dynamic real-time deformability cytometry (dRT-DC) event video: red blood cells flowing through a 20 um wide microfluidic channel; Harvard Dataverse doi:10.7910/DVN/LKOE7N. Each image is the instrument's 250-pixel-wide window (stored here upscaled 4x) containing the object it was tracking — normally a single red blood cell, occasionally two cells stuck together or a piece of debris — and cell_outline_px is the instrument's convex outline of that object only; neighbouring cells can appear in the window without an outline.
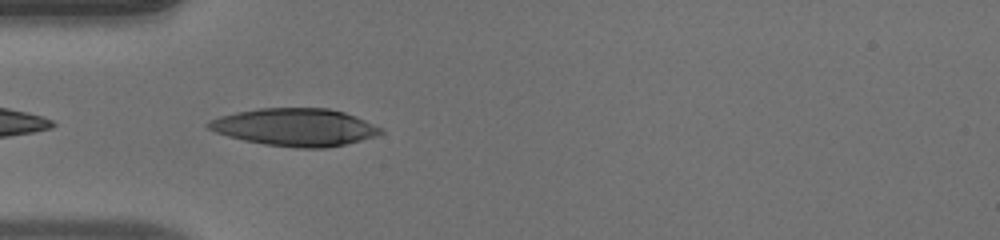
{"species": "human", "species_latin": "Homo sapiens", "temperature_condition": "warm", "stored_images_in_passage": 32, "camera_frame_rate_fps": 3000, "um_per_image_px": 0.085, "donor": {"sex": "male"}, "frame": {"image": 1, "passage_image": 1, "time_ms": 0.0, "image_size_px": [1000, 240], "cell_outline_px": [[384, 132], [376, 136], [328, 148], [296, 148], [264, 144], [244, 140], [228, 136], [216, 132], [208, 128], [204, 124], [208, 120], [220, 116], [236, 112], [256, 108], [328, 108], [344, 112], [356, 116], [380, 128]], "centroid_in_image_um": [25.04, 10.81], "position_along_channel_um": 60.0, "area_um2": 37.69}}
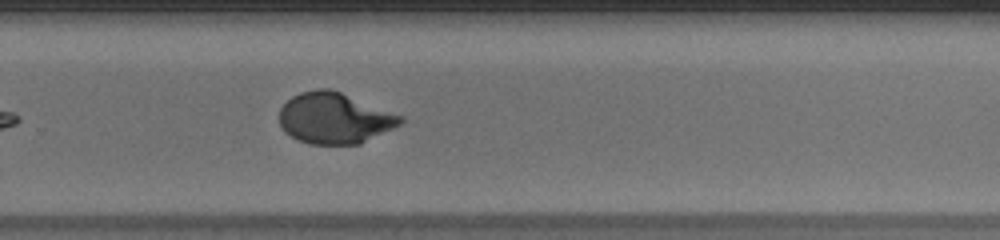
{"frame": {"image": 2, "passage_image": 19, "time_ms": 6.0, "image_size_px": [1000, 240], "cell_outline_px": [[404, 120], [400, 124], [360, 144], [312, 144], [300, 140], [284, 132], [280, 124], [280, 108], [292, 96], [300, 92], [316, 88], [332, 88], [404, 116]], "centroid_in_image_um": [28.44, 10.02], "position_along_channel_um": 301.4, "area_um2": 36.01}}
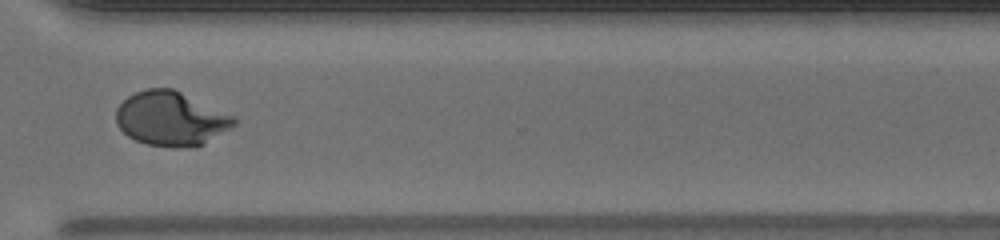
{"frame": {"image": 3, "passage_image": 23, "time_ms": 7.333, "image_size_px": [1000, 240], "cell_outline_px": [[236, 124], [204, 144], [184, 148], [172, 148], [148, 144], [136, 140], [128, 136], [116, 124], [116, 108], [128, 96], [136, 92], [148, 88], [172, 88], [236, 116]], "centroid_in_image_um": [14.53, 10.09], "position_along_channel_um": 356.1, "area_um2": 37.28}, "authors_computed_cell_mechanics": {"area_um2": 36.9053, "velocity_mm_per_s": 4.0727, "shape_relaxation_time_tau1_ms": 4.8134, "shape_relaxation_time_tau2_ms": null, "deformation_change_tau1": 0.2701, "deformation_change_tau2": null}}